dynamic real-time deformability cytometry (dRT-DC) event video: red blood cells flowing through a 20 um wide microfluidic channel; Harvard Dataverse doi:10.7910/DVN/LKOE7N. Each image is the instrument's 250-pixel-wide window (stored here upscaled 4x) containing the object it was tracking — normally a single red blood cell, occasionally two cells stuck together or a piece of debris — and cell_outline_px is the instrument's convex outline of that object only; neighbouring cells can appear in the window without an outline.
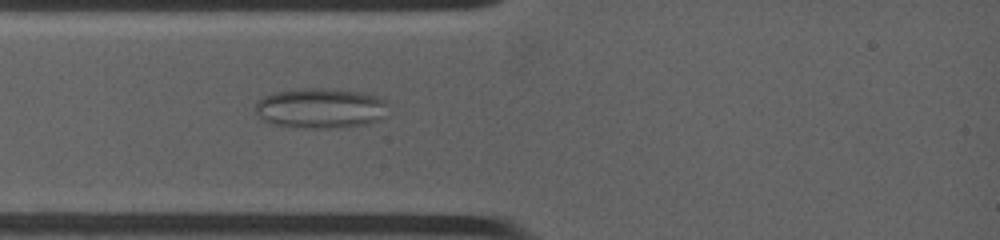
{"species": "common noctule bat (a hibernating species)", "species_latin": "Nyctalus noctula", "temperature_condition": "warm", "stored_images_in_passage": 13, "camera_frame_rate_fps": 4500, "um_per_image_px": 0.085, "animal": {"sex": "female", "body_mass_g": 19.0, "forearm_length_mm": 53.3}, "frame": {"image": 1, "passage_image": 6, "time_ms": 2.222, "image_size_px": [1000, 240], "cell_outline_px": [[388, 100], [380, 120], [368, 124], [332, 128], [304, 128], [272, 124], [264, 120], [256, 112], [256, 100], [264, 96], [276, 92], [308, 88], [324, 88], [356, 92], [384, 96]], "centroid_in_image_um": [27.26, 9.2], "position_along_channel_um": 57.7, "area_um2": 31.04}}